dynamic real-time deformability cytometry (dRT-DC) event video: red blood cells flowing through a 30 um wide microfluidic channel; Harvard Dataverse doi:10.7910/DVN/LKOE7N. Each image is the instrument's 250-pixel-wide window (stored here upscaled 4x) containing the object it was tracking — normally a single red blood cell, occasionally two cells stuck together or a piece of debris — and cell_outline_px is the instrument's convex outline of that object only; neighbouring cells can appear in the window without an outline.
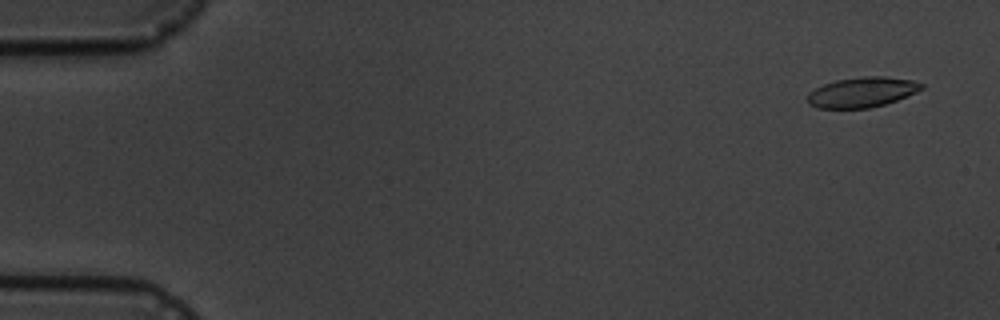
{"species": "common noctule bat (a hibernating species)", "species_latin": "Nyctalus noctula", "temperature_condition": "cold", "stored_images_in_passage": 6, "camera_frame_rate_fps": 3000, "um_per_image_px": 0.085, "animal": {"sex": "male", "body_mass_g": 19.5, "forearm_length_mm": 54.6}, "frame": {"image": 1, "passage_image": 1, "time_ms": 0.0, "image_size_px": [1000, 320], "cell_outline_px": [[924, 88], [916, 92], [896, 100], [884, 104], [868, 108], [816, 108], [808, 104], [804, 100], [808, 92], [824, 84], [836, 80], [864, 76], [884, 76], [912, 80], [924, 84]], "centroid_in_image_um": [73.22, 7.84], "position_along_channel_um": 11.8, "area_um2": 20.11}}